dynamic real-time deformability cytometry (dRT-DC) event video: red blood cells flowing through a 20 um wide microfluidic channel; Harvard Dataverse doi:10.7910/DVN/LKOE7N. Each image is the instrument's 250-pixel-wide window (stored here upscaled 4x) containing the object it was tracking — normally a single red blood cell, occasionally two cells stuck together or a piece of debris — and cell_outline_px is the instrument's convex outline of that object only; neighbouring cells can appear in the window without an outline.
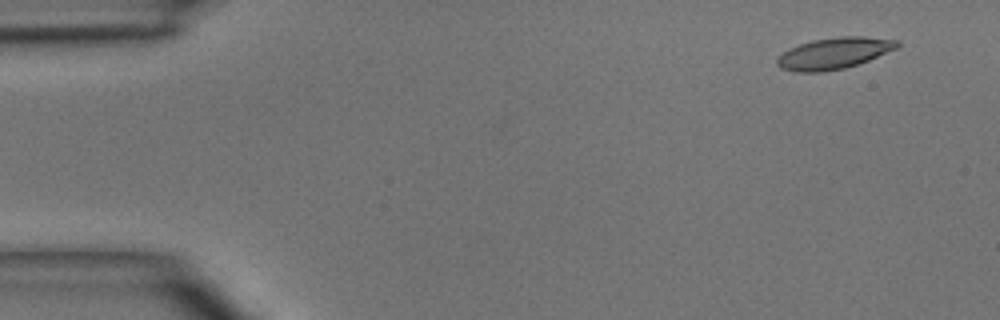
{"species": "common noctule bat (a hibernating species)", "species_latin": "Nyctalus noctula", "temperature_condition": "room temperature", "stored_images_in_passage": 3, "camera_frame_rate_fps": 3000, "um_per_image_px": 0.085, "animal": {"sex": "male", "body_mass_g": 15.6}, "frame": {"image": 1, "passage_image": 1, "time_ms": 0.0, "image_size_px": [1000, 320], "cell_outline_px": [[900, 44], [896, 48], [868, 60], [844, 68], [820, 72], [796, 72], [780, 68], [776, 64], [776, 60], [784, 52], [800, 44], [812, 40], [840, 36], [864, 36], [900, 40]], "centroid_in_image_um": [70.9, 4.52], "position_along_channel_um": 14.1, "area_um2": 21.73}}